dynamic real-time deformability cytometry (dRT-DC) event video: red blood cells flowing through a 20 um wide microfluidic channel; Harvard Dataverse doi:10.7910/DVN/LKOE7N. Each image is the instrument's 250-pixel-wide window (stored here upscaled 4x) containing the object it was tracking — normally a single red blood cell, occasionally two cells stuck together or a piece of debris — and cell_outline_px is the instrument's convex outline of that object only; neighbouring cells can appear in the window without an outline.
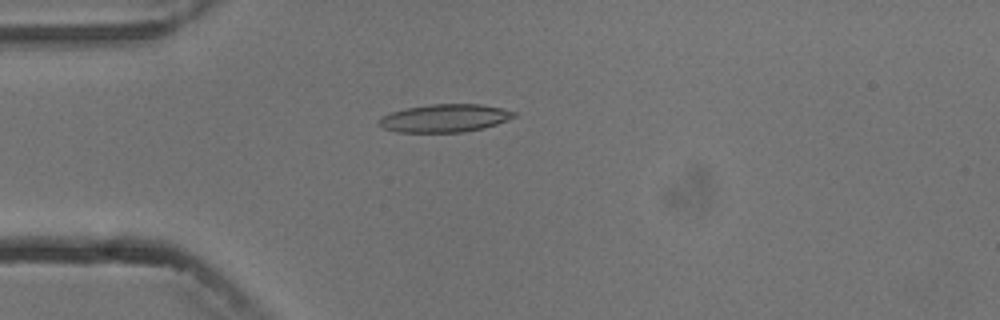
{"species": "common noctule bat (a hibernating species)", "species_latin": "Nyctalus noctula", "temperature_condition": "cold", "stored_images_in_passage": 3, "camera_frame_rate_fps": 3000, "um_per_image_px": 0.085, "animal": {"sex": "male", "body_mass_g": 13.3}, "frame": {"image": 1, "passage_image": 2, "time_ms": 1.0, "image_size_px": [1000, 320], "cell_outline_px": [[516, 116], [508, 120], [484, 128], [464, 132], [396, 132], [384, 128], [376, 124], [376, 120], [380, 116], [404, 108], [432, 104], [480, 104], [500, 108], [516, 112]], "centroid_in_image_um": [37.75, 10.04], "position_along_channel_um": 47.2, "area_um2": 22.14}}